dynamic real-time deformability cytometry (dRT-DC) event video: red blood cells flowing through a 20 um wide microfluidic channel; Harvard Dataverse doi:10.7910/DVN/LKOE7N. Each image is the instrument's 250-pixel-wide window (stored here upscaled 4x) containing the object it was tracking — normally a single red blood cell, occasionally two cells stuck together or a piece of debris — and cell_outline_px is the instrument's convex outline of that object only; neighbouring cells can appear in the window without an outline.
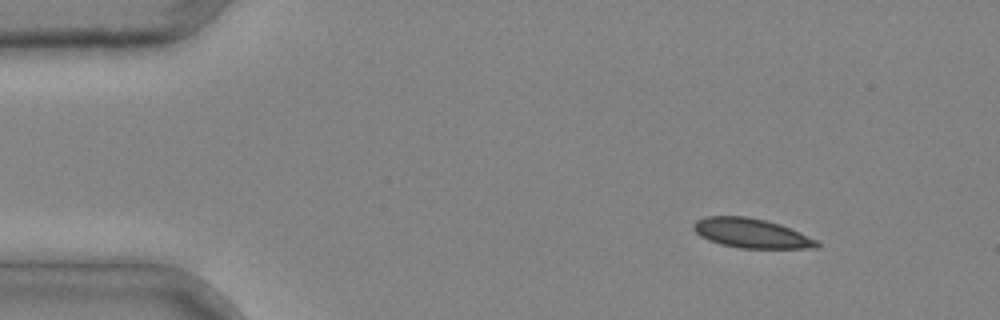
{"species": "common noctule bat (a hibernating species)", "species_latin": "Nyctalus noctula", "temperature_condition": "cold", "stored_images_in_passage": 4, "camera_frame_rate_fps": 3000, "um_per_image_px": 0.085, "animal": {"sex": "male", "body_mass_g": 20.4}, "frame": {"image": 1, "passage_image": 1, "time_ms": 0.0, "image_size_px": [1000, 320], "cell_outline_px": [[820, 244], [816, 248], [740, 248], [720, 244], [708, 240], [700, 236], [692, 228], [692, 224], [696, 220], [708, 216], [748, 216], [780, 224], [800, 232], [816, 240]], "centroid_in_image_um": [63.83, 19.82], "position_along_channel_um": 21.2, "area_um2": 21.15}}
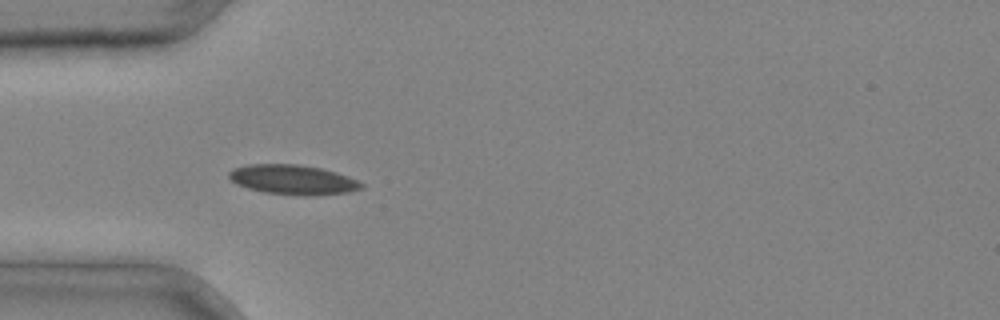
{"frame": {"image": 2, "passage_image": 3, "time_ms": 0.667, "image_size_px": [1000, 320], "cell_outline_px": [[364, 188], [348, 192], [308, 196], [304, 196], [264, 192], [248, 188], [236, 184], [228, 176], [228, 172], [232, 168], [248, 164], [300, 164], [320, 168], [336, 172], [348, 176], [364, 184]], "centroid_in_image_um": [24.89, 15.27], "position_along_channel_um": 60.1, "area_um2": 23.0}}